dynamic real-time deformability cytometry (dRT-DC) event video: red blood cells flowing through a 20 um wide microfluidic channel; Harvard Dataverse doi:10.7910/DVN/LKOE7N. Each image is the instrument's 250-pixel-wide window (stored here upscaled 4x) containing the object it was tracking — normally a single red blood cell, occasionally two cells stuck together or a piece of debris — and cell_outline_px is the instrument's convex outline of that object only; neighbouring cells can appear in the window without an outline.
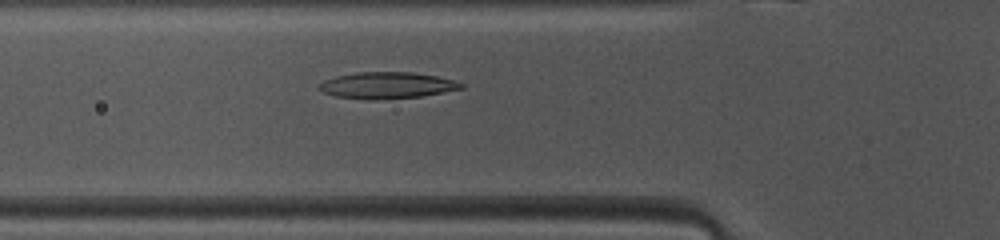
{"species": "common noctule bat (a hibernating species)", "species_latin": "Nyctalus noctula", "temperature_condition": "warm", "stored_images_in_passage": 46, "camera_frame_rate_fps": 3000, "um_per_image_px": 0.085, "animal": {"sex": "female", "body_mass_g": 10.0, "forearm_length_mm": 53.1}, "frame": {"image": 1, "passage_image": 14, "time_ms": 4.333, "image_size_px": [1000, 240], "cell_outline_px": [[464, 88], [420, 96], [372, 100], [336, 96], [324, 92], [316, 88], [324, 80], [336, 76], [356, 72], [412, 72], [436, 76], [452, 80], [464, 84]], "centroid_in_image_um": [32.86, 7.25], "position_along_channel_um": 92.9, "area_um2": 21.68}}
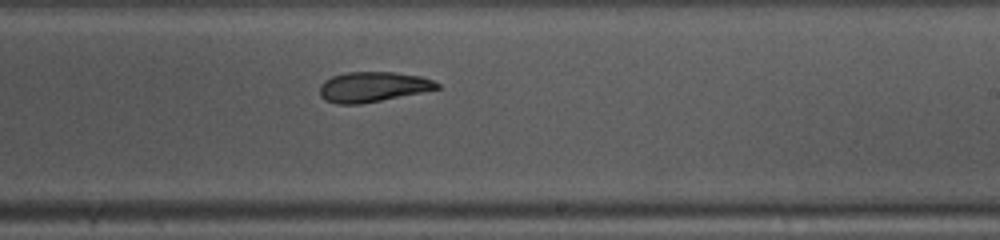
{"frame": {"image": 2, "passage_image": 26, "time_ms": 8.333, "image_size_px": [1000, 240], "cell_outline_px": [[440, 88], [360, 104], [336, 104], [324, 100], [320, 96], [320, 84], [324, 80], [332, 76], [344, 72], [396, 72], [420, 76], [432, 80], [440, 84]], "centroid_in_image_um": [31.64, 7.37], "position_along_channel_um": 257.4, "area_um2": 20.52}}
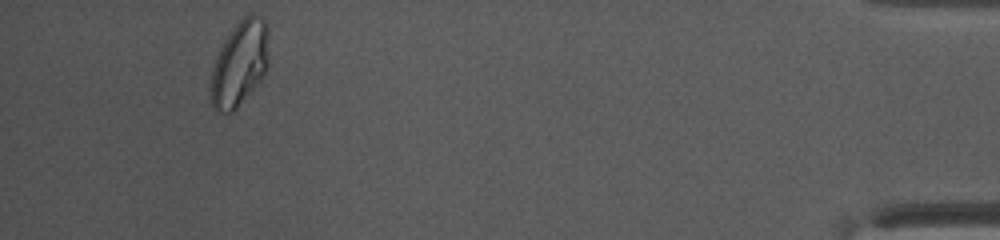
{"frame": {"image": 3, "passage_image": 43, "time_ms": 14.0, "image_size_px": [1000, 240], "cell_outline_px": [[268, 68], [260, 80], [236, 108], [232, 112], [216, 112], [212, 108], [208, 96], [212, 68], [216, 56], [224, 40], [236, 24], [244, 16], [252, 12], [260, 16], [268, 24]], "centroid_in_image_um": [20.35, 5.4], "position_along_channel_um": 414.9, "area_um2": 29.19}, "authors_computed_cell_mechanics": {"area_um2": 22.831, "velocity_mm_per_s": 4.0963, "shape_relaxation_time_tau1_ms": 8.1451, "shape_relaxation_time_tau2_ms": 3.8878, "deformation_change_tau1": 0.2048, "deformation_change_tau2": 0.108}}